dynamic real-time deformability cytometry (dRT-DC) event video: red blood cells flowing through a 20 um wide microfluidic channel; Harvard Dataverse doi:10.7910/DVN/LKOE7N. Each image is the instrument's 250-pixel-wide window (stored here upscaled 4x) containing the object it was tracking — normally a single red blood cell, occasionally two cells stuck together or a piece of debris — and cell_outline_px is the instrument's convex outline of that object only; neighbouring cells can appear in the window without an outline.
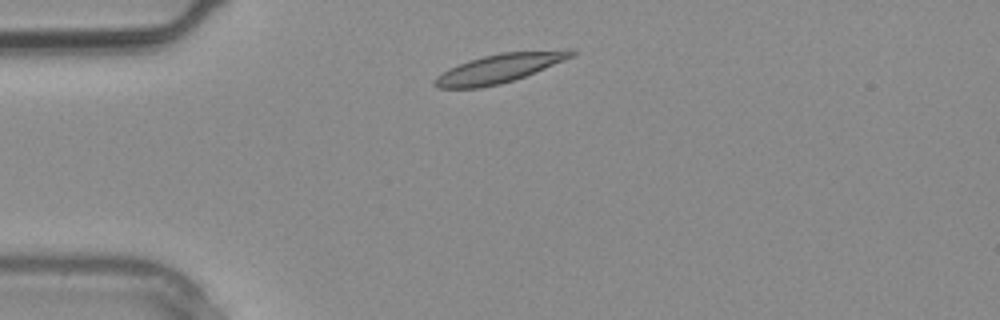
{"species": "common noctule bat (a hibernating species)", "species_latin": "Nyctalus noctula", "temperature_condition": "warm", "stored_images_in_passage": 2, "camera_frame_rate_fps": 3000, "um_per_image_px": 0.085, "animal": {"sex": "male", "body_mass_g": 20.4}, "frame": {"image": 1, "passage_image": 1, "time_ms": 0.0, "image_size_px": [1000, 320], "cell_outline_px": [[576, 56], [536, 72], [500, 84], [480, 88], [436, 88], [432, 84], [432, 80], [436, 76], [448, 68], [484, 56], [500, 52], [568, 48], [576, 52]], "centroid_in_image_um": [42.5, 5.79], "position_along_channel_um": 42.5, "area_um2": 23.35}}